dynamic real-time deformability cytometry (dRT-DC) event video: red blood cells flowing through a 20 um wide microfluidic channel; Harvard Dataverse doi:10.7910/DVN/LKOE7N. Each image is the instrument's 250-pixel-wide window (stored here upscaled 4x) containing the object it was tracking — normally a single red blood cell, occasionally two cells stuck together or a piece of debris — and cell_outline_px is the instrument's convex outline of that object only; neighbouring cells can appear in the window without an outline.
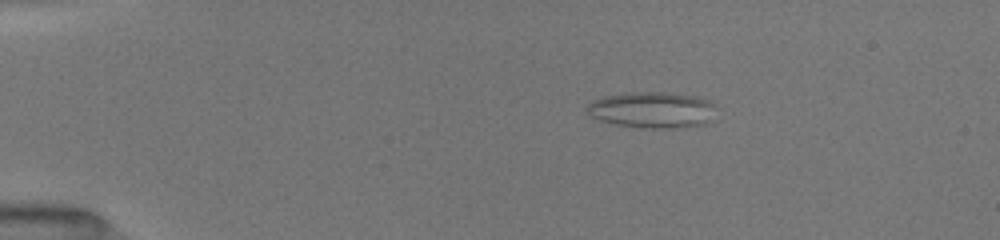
{"species": "common noctule bat (a hibernating species)", "species_latin": "Nyctalus noctula", "temperature_condition": "room temperature", "stored_images_in_passage": 36, "camera_frame_rate_fps": 3000, "um_per_image_px": 0.085, "animal": {"sex": "female", "body_mass_g": 19.5, "forearm_length_mm": 54.1}, "frame": {"image": 1, "passage_image": 1, "time_ms": 0.0, "image_size_px": [1000, 240], "cell_outline_px": [[712, 104], [704, 124], [652, 128], [616, 124], [600, 120], [592, 116], [584, 108], [592, 100], [604, 96], [640, 92], [656, 92], [692, 96], [708, 100]], "centroid_in_image_um": [55.28, 9.32], "position_along_channel_um": 29.7, "area_um2": 25.78}}
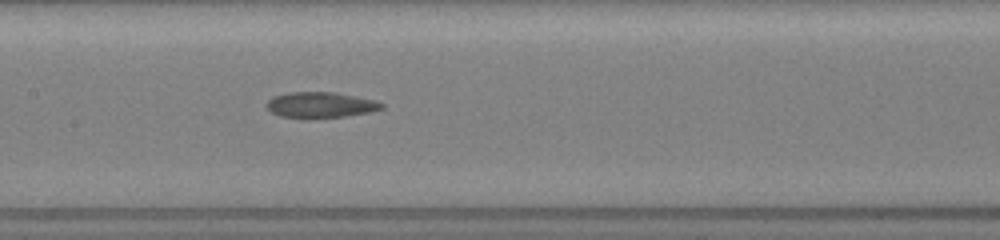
{"frame": {"image": 2, "passage_image": 11, "time_ms": 5.667, "image_size_px": [1000, 240], "cell_outline_px": [[384, 108], [368, 112], [344, 116], [280, 116], [272, 112], [264, 104], [272, 96], [288, 92], [336, 92], [376, 100], [384, 104]], "centroid_in_image_um": [27.25, 8.87], "position_along_channel_um": 180.2, "area_um2": 16.76}}
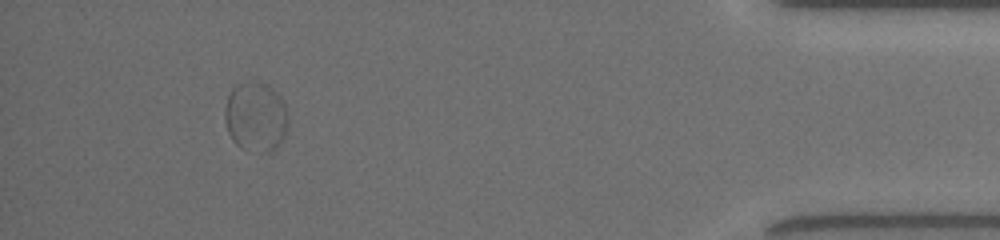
{"frame": {"image": 3, "passage_image": 32, "time_ms": 13.0, "image_size_px": [1000, 240], "cell_outline_px": [[288, 124], [284, 136], [276, 148], [268, 152], [260, 152], [240, 148], [232, 140], [228, 132], [224, 120], [224, 108], [228, 96], [232, 88], [236, 84], [248, 80], [252, 80], [268, 84], [280, 96], [284, 104], [288, 116]], "centroid_in_image_um": [21.72, 9.9], "position_along_channel_um": 413.5, "area_um2": 26.13}, "authors_computed_cell_mechanics": {"area_um2": 18.0047, "velocity_mm_per_s": 3.9326, "shape_relaxation_time_tau1_ms": null, "shape_relaxation_time_tau2_ms": 2.186, "deformation_change_tau1": null, "deformation_change_tau2": 0.0804}}